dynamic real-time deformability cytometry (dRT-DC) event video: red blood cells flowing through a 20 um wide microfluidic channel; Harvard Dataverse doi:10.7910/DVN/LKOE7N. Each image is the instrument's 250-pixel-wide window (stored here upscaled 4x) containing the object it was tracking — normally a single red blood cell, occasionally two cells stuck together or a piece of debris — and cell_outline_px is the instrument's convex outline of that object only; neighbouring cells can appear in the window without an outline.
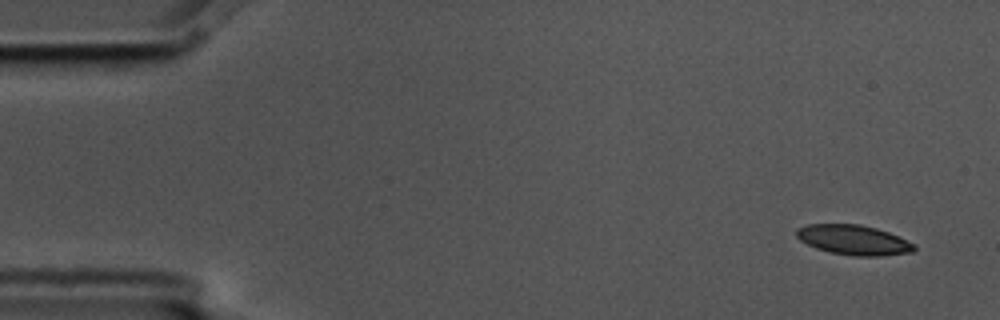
{"species": "common noctule bat (a hibernating species)", "species_latin": "Nyctalus noctula", "temperature_condition": "cold", "stored_images_in_passage": 5, "camera_frame_rate_fps": 3000, "um_per_image_px": 0.085, "animal": {"sex": "male", "body_mass_g": 17.5, "forearm_length_mm": 52.3}, "frame": {"image": 1, "passage_image": 1, "time_ms": 0.0, "image_size_px": [1000, 320], "cell_outline_px": [[916, 248], [912, 252], [880, 256], [852, 256], [832, 252], [816, 248], [800, 240], [796, 236], [796, 228], [808, 224], [860, 224], [876, 228], [888, 232], [916, 244]], "centroid_in_image_um": [72.56, 20.39], "position_along_channel_um": 12.4, "area_um2": 20.46}}
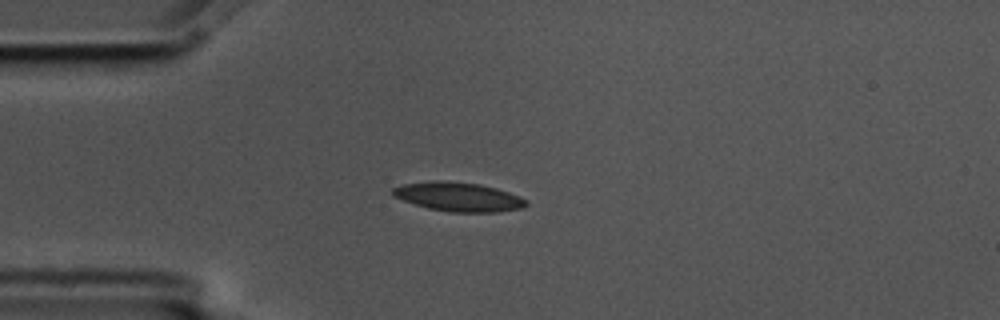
{"frame": {"image": 2, "passage_image": 4, "time_ms": 1.0, "image_size_px": [1000, 320], "cell_outline_px": [[528, 204], [524, 208], [496, 212], [452, 212], [428, 208], [392, 196], [392, 188], [400, 184], [436, 180], [440, 180], [480, 184], [496, 188], [520, 196], [528, 200]], "centroid_in_image_um": [38.98, 16.72], "position_along_channel_um": 46.0, "area_um2": 22.66}}